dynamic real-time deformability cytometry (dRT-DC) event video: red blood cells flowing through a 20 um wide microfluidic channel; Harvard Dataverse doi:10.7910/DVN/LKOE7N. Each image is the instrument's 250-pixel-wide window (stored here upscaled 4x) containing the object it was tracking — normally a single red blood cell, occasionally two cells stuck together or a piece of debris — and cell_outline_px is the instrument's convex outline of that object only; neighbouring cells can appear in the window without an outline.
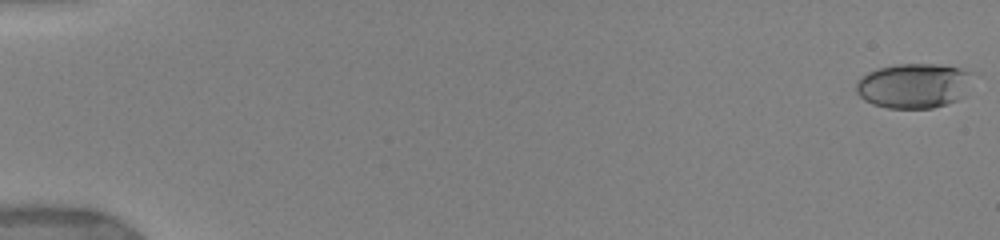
{"species": "human", "species_latin": "Homo sapiens", "temperature_condition": "warm", "stored_images_in_passage": 77, "camera_frame_rate_fps": 3000, "um_per_image_px": 0.085, "donor": {"sex": "female"}, "frame": {"image": 1, "passage_image": 1, "time_ms": 0.0, "image_size_px": [1000, 240], "cell_outline_px": [[980, 76], [956, 100], [948, 104], [932, 108], [888, 108], [872, 104], [864, 100], [856, 92], [856, 80], [868, 72], [880, 68], [896, 64], [940, 64], [980, 72]], "centroid_in_image_um": [77.76, 7.26], "position_along_channel_um": 7.2, "area_um2": 31.15}}
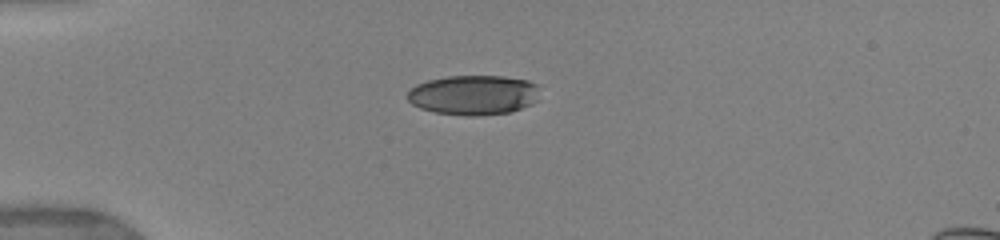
{"frame": {"image": 2, "passage_image": 22, "time_ms": 4.667, "image_size_px": [1000, 240], "cell_outline_px": [[536, 100], [532, 104], [512, 112], [480, 116], [468, 116], [436, 112], [420, 108], [412, 104], [408, 100], [408, 92], [416, 84], [428, 80], [448, 76], [504, 76], [528, 80], [536, 84]], "centroid_in_image_um": [40.24, 8.08], "position_along_channel_um": 44.8, "area_um2": 30.63}}
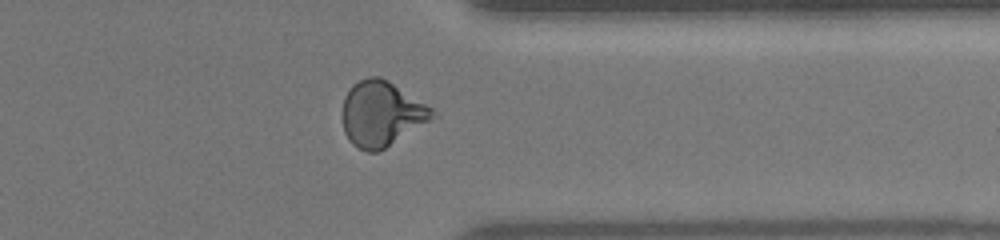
{"frame": {"image": 3, "passage_image": 61, "time_ms": 14.0, "image_size_px": [1000, 240], "cell_outline_px": [[436, 116], [384, 148], [376, 152], [368, 152], [356, 148], [352, 144], [344, 132], [344, 96], [352, 84], [368, 76], [380, 76], [388, 80], [432, 108], [436, 112]], "centroid_in_image_um": [32.4, 9.65], "position_along_channel_um": 379.0, "area_um2": 33.64}, "authors_computed_cell_mechanics": {"area_um2": 32.5992, "velocity_mm_per_s": 3.9259, "shape_relaxation_time_tau1_ms": 6.0297, "shape_relaxation_time_tau2_ms": 1.0933, "deformation_change_tau1": 0.2093, "deformation_change_tau2": 0.0719}}